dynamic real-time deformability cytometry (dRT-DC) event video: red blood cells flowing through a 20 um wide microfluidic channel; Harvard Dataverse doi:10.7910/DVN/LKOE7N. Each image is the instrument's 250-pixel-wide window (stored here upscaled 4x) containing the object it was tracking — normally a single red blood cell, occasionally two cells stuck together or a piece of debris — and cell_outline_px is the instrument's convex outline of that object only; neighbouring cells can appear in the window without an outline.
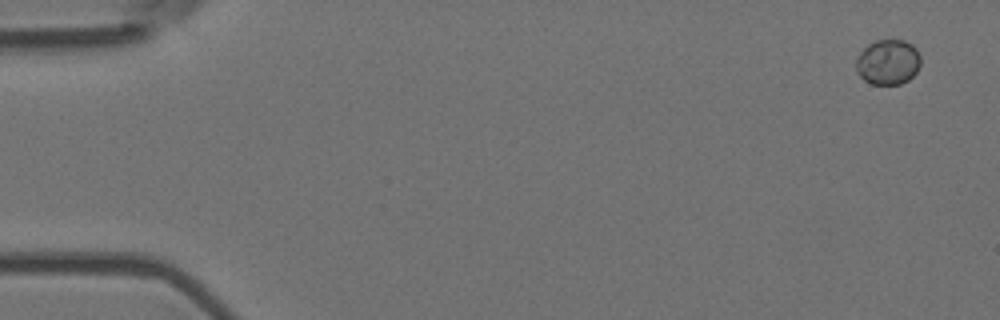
{"species": "Egyptian fruit bat (a non-hibernating species)", "species_latin": "Rousettus aegyptiacus", "temperature_condition": "room temperature", "stored_images_in_passage": 5, "camera_frame_rate_fps": 3000, "um_per_image_px": 0.085, "animal": {"sex": "female"}, "frame": {"image": 1, "passage_image": 1, "time_ms": 0.0, "image_size_px": [1000, 320], "cell_outline_px": [[920, 64], [916, 72], [908, 80], [900, 84], [872, 84], [864, 80], [860, 76], [856, 68], [856, 60], [860, 52], [868, 44], [876, 40], [904, 40], [912, 44], [916, 48], [920, 56]], "centroid_in_image_um": [75.48, 5.27], "position_along_channel_um": 9.5, "area_um2": 16.99}}
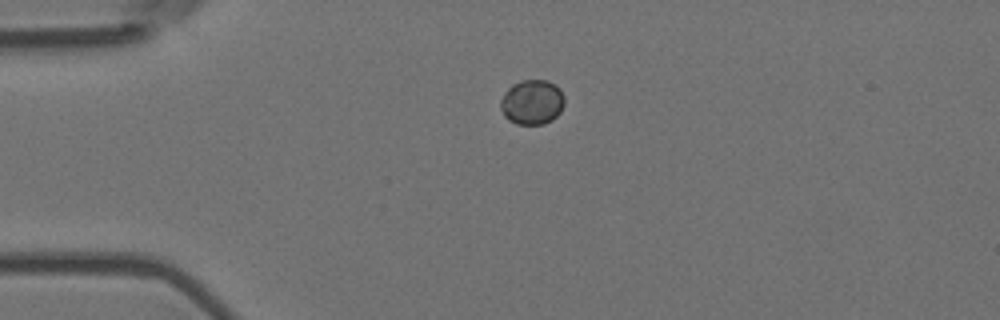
{"frame": {"image": 2, "passage_image": 4, "time_ms": 1.0, "image_size_px": [1000, 320], "cell_outline_px": [[564, 104], [560, 112], [552, 120], [544, 124], [516, 124], [508, 120], [504, 116], [500, 108], [500, 100], [504, 92], [512, 84], [520, 80], [548, 80], [556, 84], [560, 88], [564, 96]], "centroid_in_image_um": [45.22, 8.67], "position_along_channel_um": 39.8, "area_um2": 16.99}}